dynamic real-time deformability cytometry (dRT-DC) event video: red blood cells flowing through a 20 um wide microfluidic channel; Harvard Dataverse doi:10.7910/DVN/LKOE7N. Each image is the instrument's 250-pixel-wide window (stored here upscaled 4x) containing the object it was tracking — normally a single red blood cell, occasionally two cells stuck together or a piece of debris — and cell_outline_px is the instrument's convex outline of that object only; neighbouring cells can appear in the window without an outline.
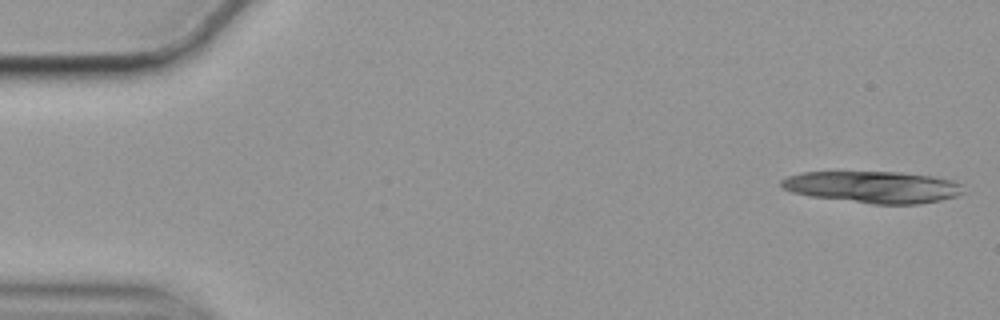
{"species": "common noctule bat (a hibernating species)", "species_latin": "Nyctalus noctula", "temperature_condition": "cold", "stored_images_in_passage": 14, "camera_frame_rate_fps": 3000, "um_per_image_px": 0.085, "animal": {"sex": "female", "body_mass_g": 19.9}, "frame": {"image": 1, "passage_image": 1, "time_ms": 0.0, "image_size_px": [1000, 320], "cell_outline_px": [[964, 192], [956, 196], [940, 200], [920, 204], [872, 204], [808, 196], [792, 192], [784, 188], [780, 184], [780, 180], [788, 176], [804, 172], [900, 172], [932, 176], [952, 180], [960, 184]], "centroid_in_image_um": [74.19, 15.9], "position_along_channel_um": 10.8, "area_um2": 33.7}}